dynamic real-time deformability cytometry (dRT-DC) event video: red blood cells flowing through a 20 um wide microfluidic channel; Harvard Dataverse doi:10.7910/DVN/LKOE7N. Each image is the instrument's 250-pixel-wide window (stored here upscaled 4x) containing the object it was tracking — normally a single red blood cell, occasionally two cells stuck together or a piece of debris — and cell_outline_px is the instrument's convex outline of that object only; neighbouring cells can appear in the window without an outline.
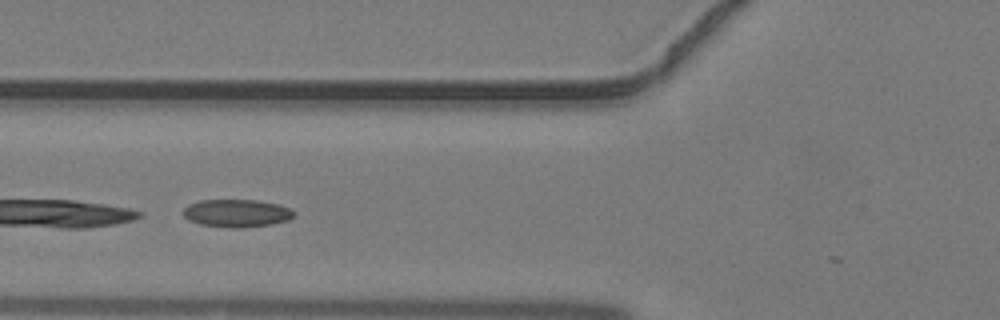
{"species": "common noctule bat (a hibernating species)", "species_latin": "Nyctalus noctula", "temperature_condition": "warm", "stored_images_in_passage": 13, "camera_frame_rate_fps": 3000, "um_per_image_px": 0.085, "animal": {"sex": "male", "body_mass_g": 19.2, "forearm_length_mm": 51.8}, "frame": {"image": 1, "passage_image": 10, "time_ms": 3.0, "image_size_px": [1000, 320], "cell_outline_px": [[296, 212], [288, 220], [272, 224], [240, 228], [236, 228], [200, 224], [188, 220], [184, 216], [184, 208], [188, 204], [200, 200], [256, 200], [276, 204], [288, 208]], "centroid_in_image_um": [20.1, 18.12], "position_along_channel_um": 105.7, "area_um2": 17.74}}